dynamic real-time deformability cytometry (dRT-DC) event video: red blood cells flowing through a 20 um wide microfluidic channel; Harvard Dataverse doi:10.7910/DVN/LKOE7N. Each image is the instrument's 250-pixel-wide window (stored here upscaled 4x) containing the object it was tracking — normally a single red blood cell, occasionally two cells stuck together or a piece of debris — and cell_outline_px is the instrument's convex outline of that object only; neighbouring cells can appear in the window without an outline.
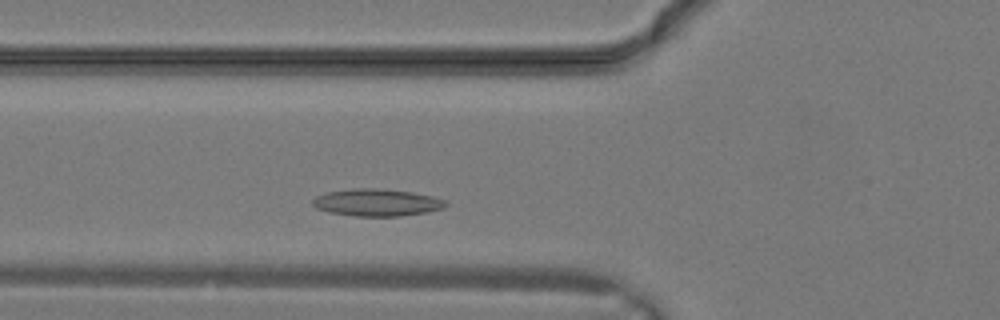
{"species": "common noctule bat (a hibernating species)", "species_latin": "Nyctalus noctula", "temperature_condition": "warm", "stored_images_in_passage": 11, "camera_frame_rate_fps": 3000, "um_per_image_px": 0.085, "animal": {"sex": "male", "body_mass_g": 19.2, "forearm_length_mm": 51.8}, "frame": {"image": 1, "passage_image": 5, "time_ms": 1.333, "image_size_px": [1000, 320], "cell_outline_px": [[448, 204], [444, 208], [424, 212], [400, 216], [356, 216], [328, 212], [316, 208], [312, 204], [312, 200], [316, 196], [328, 192], [352, 188], [384, 188], [412, 192], [432, 196], [444, 200]], "centroid_in_image_um": [32.01, 17.2], "position_along_channel_um": 93.8, "area_um2": 21.1}}
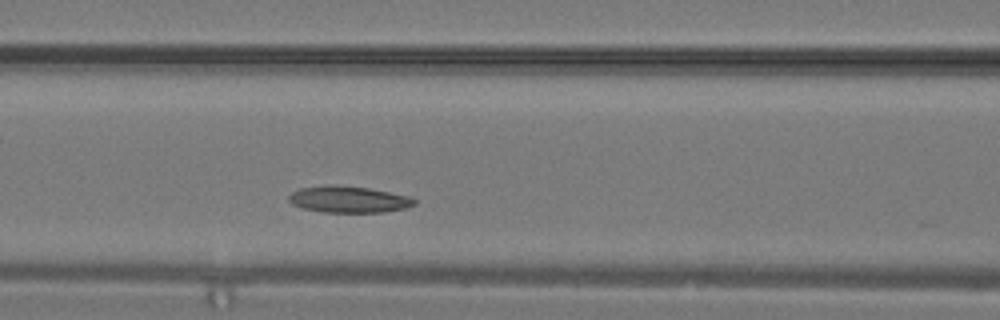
{"frame": {"image": 2, "passage_image": 7, "time_ms": 2.0, "image_size_px": [1000, 320], "cell_outline_px": [[416, 204], [404, 208], [384, 212], [324, 212], [304, 208], [292, 204], [288, 200], [288, 196], [292, 192], [300, 188], [368, 188], [408, 196], [416, 200]], "centroid_in_image_um": [29.68, 17.0], "position_along_channel_um": 136.9, "area_um2": 18.26}}
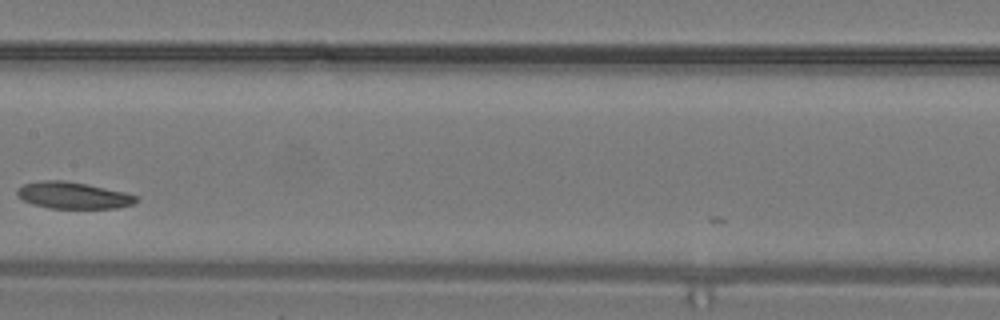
{"frame": {"image": 3, "passage_image": 10, "time_ms": 3.0, "image_size_px": [1000, 320], "cell_outline_px": [[140, 200], [136, 204], [116, 208], [48, 208], [32, 204], [24, 200], [16, 192], [16, 188], [24, 184], [44, 180], [64, 180], [88, 184], [124, 192], [136, 196]], "centroid_in_image_um": [6.25, 16.61], "position_along_channel_um": 201.2, "area_um2": 18.55}}